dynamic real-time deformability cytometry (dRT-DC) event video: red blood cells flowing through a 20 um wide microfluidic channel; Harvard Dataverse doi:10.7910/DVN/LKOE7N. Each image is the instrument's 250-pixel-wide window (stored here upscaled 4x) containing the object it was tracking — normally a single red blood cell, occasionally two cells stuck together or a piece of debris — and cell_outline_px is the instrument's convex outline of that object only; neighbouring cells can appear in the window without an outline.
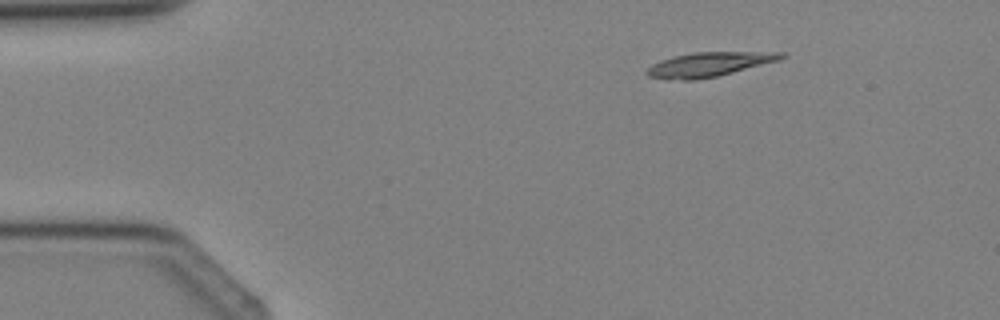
{"species": "Egyptian fruit bat (a non-hibernating species)", "species_latin": "Rousettus aegyptiacus", "temperature_condition": "cold", "stored_images_in_passage": 3, "camera_frame_rate_fps": 3000, "um_per_image_px": 0.085, "animal": {"sex": "female"}, "frame": {"image": 1, "passage_image": 1, "time_ms": 0.0, "image_size_px": [1000, 320], "cell_outline_px": [[788, 56], [780, 60], [716, 76], [696, 80], [668, 80], [648, 76], [644, 72], [652, 64], [676, 56], [696, 52], [784, 52]], "centroid_in_image_um": [60.28, 5.48], "position_along_channel_um": 24.7, "area_um2": 18.9}}